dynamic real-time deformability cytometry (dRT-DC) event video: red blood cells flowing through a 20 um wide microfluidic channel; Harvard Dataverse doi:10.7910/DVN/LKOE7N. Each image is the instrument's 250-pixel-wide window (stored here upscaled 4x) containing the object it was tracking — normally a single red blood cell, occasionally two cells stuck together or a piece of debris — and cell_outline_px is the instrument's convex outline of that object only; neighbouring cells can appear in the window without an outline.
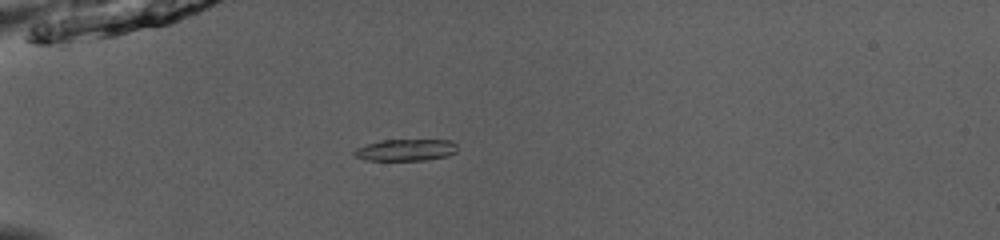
{"species": "common noctule bat (a hibernating species)", "species_latin": "Nyctalus noctula", "temperature_condition": "room temperature", "stored_images_in_passage": 42, "camera_frame_rate_fps": 3000, "um_per_image_px": 0.085, "animal": {"sex": "male", "body_mass_g": 13.0, "forearm_length_mm": 53.1}, "frame": {"image": 1, "passage_image": 6, "time_ms": 1.667, "image_size_px": [1000, 240], "cell_outline_px": [[456, 152], [448, 156], [424, 160], [364, 160], [356, 156], [352, 152], [356, 148], [368, 144], [384, 140], [452, 140], [456, 144]], "centroid_in_image_um": [34.51, 12.75], "position_along_channel_um": 50.5, "area_um2": 12.95}}
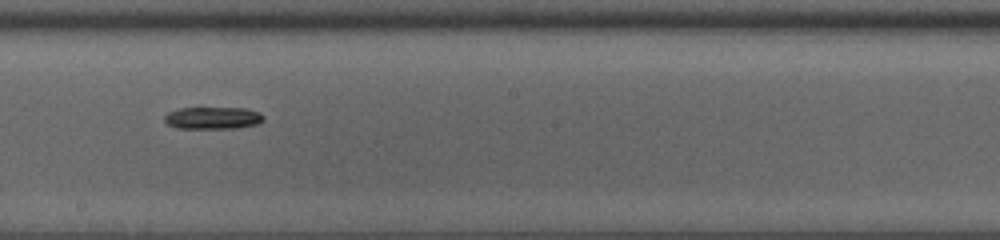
{"frame": {"image": 2, "passage_image": 21, "time_ms": 6.667, "image_size_px": [1000, 240], "cell_outline_px": [[264, 120], [256, 124], [236, 128], [176, 128], [168, 124], [164, 120], [164, 116], [168, 112], [180, 108], [244, 108], [260, 112], [264, 116]], "centroid_in_image_um": [18.09, 10.02], "position_along_channel_um": 230.1, "area_um2": 12.77}}
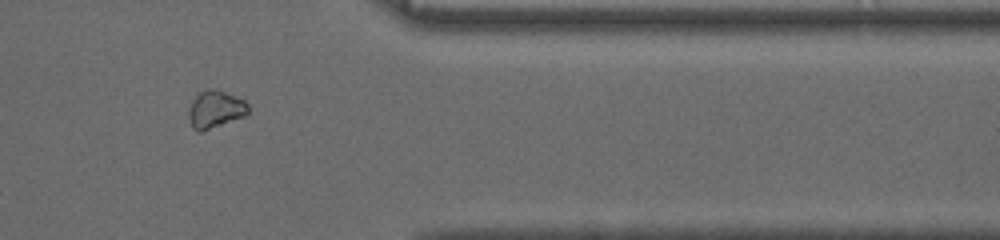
{"frame": {"image": 3, "passage_image": 34, "time_ms": 11.0, "image_size_px": [1000, 240], "cell_outline_px": [[248, 112], [244, 116], [200, 132], [192, 128], [188, 120], [188, 108], [192, 100], [200, 92], [208, 88], [216, 88], [244, 100], [248, 104]], "centroid_in_image_um": [18.27, 9.28], "position_along_channel_um": 393.1, "area_um2": 13.01}, "authors_computed_cell_mechanics": {"area_um2": 13.1495, "velocity_mm_per_s": 3.9664, "shape_relaxation_time_tau1_ms": 5.543, "shape_relaxation_time_tau2_ms": null, "deformation_change_tau1": 0.0943, "deformation_change_tau2": null}}